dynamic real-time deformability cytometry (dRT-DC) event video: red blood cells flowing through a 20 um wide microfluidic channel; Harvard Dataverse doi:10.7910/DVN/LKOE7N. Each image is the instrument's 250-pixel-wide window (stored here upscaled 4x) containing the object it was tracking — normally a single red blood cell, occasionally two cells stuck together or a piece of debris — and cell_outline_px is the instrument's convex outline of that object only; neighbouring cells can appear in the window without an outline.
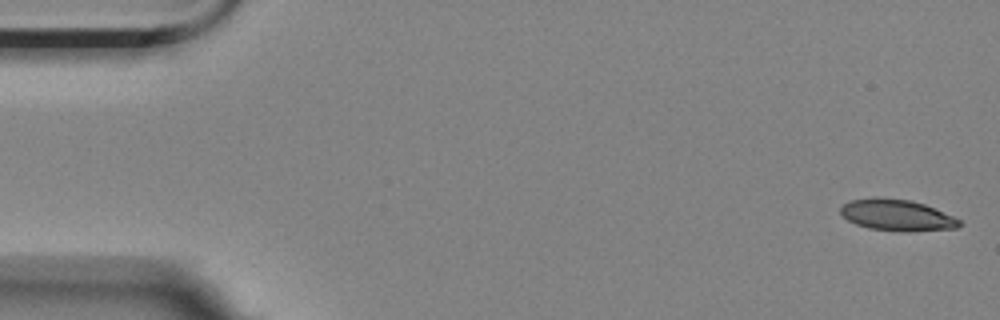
{"species": "Egyptian fruit bat (a non-hibernating species)", "species_latin": "Rousettus aegyptiacus", "temperature_condition": "room temperature", "stored_images_in_passage": 4, "camera_frame_rate_fps": 3000, "um_per_image_px": 0.085, "animal": {"sex": "female"}, "frame": {"image": 1, "passage_image": 1, "time_ms": 0.0, "image_size_px": [1000, 320], "cell_outline_px": [[960, 224], [956, 228], [908, 232], [868, 228], [856, 224], [848, 220], [840, 212], [840, 208], [848, 200], [872, 196], [912, 200], [924, 204], [952, 216], [960, 220]], "centroid_in_image_um": [76.19, 18.27], "position_along_channel_um": 8.8, "area_um2": 21.73}}
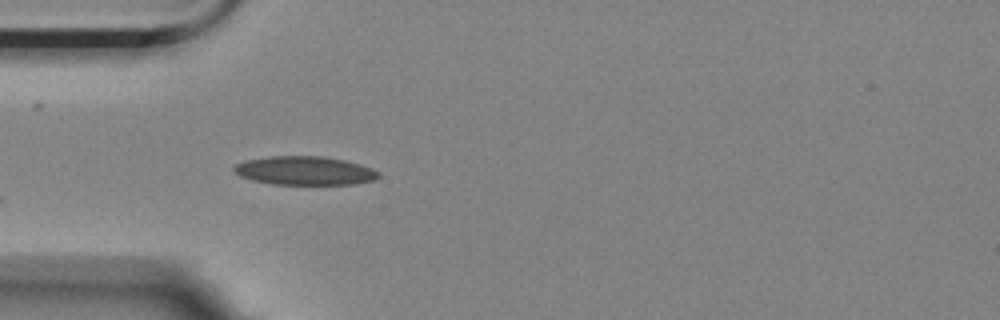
{"frame": {"image": 2, "passage_image": 4, "time_ms": 1.0, "image_size_px": [1000, 320], "cell_outline_px": [[380, 176], [372, 180], [356, 184], [272, 184], [252, 180], [240, 176], [232, 168], [236, 164], [244, 160], [268, 156], [324, 156], [344, 160], [360, 164], [372, 168], [380, 172]], "centroid_in_image_um": [25.9, 14.5], "position_along_channel_um": 59.1, "area_um2": 24.22}}